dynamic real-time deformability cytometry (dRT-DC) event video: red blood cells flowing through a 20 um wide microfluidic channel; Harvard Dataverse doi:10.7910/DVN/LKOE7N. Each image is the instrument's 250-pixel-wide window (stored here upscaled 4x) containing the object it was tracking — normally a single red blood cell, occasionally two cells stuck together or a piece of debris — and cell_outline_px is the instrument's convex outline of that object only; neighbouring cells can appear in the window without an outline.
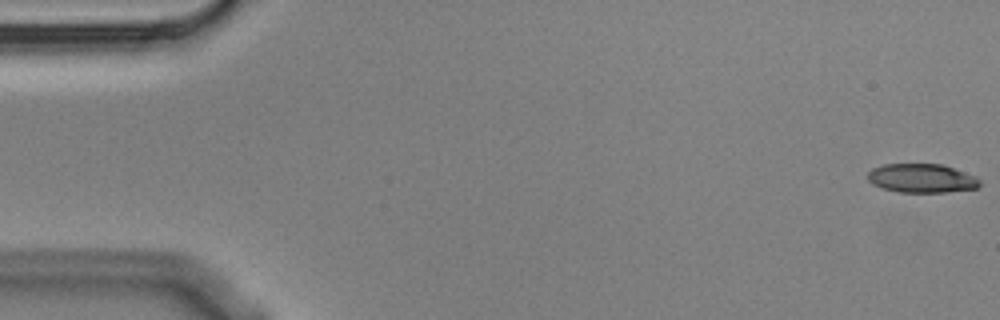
{"species": "Egyptian fruit bat (a non-hibernating species)", "species_latin": "Rousettus aegyptiacus", "temperature_condition": "cold", "stored_images_in_passage": 6, "camera_frame_rate_fps": 3000, "um_per_image_px": 0.085, "animal": {"sex": "male"}, "frame": {"image": 1, "passage_image": 1, "time_ms": 0.0, "image_size_px": [1000, 320], "cell_outline_px": [[980, 184], [976, 188], [944, 192], [896, 192], [872, 184], [868, 180], [868, 172], [872, 168], [884, 164], [940, 164], [976, 176], [980, 180]], "centroid_in_image_um": [78.32, 15.15], "position_along_channel_um": 6.7, "area_um2": 18.73}}
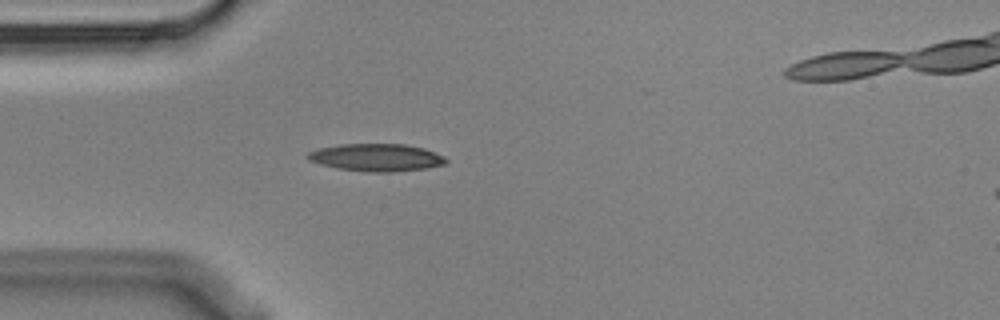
{"frame": {"image": 2, "passage_image": 5, "time_ms": 1.333, "image_size_px": [1000, 320], "cell_outline_px": [[448, 160], [444, 164], [424, 168], [388, 172], [364, 172], [336, 168], [320, 164], [308, 160], [308, 152], [320, 148], [340, 144], [404, 144], [424, 148], [444, 156]], "centroid_in_image_um": [31.98, 13.38], "position_along_channel_um": 53.0, "area_um2": 22.02}}